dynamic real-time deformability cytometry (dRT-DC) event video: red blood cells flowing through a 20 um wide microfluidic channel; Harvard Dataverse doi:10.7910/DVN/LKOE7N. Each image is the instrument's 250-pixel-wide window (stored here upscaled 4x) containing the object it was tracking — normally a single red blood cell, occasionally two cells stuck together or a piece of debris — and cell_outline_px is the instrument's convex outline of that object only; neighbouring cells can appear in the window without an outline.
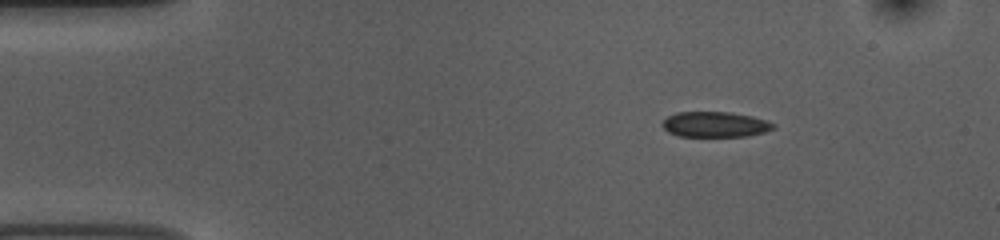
{"species": "common noctule bat (a hibernating species)", "species_latin": "Nyctalus noctula", "temperature_condition": "room temperature", "stored_images_in_passage": 47, "camera_frame_rate_fps": 3000, "um_per_image_px": 0.085, "animal": {"sex": "female", "body_mass_g": 10.0, "forearm_length_mm": 53.1}, "frame": {"image": 1, "passage_image": 1, "time_ms": 0.0, "image_size_px": [1000, 240], "cell_outline_px": [[776, 128], [764, 132], [748, 136], [680, 136], [668, 132], [660, 124], [668, 116], [676, 112], [728, 112], [752, 116], [776, 124]], "centroid_in_image_um": [60.78, 10.57], "position_along_channel_um": 24.2, "area_um2": 16.42}}
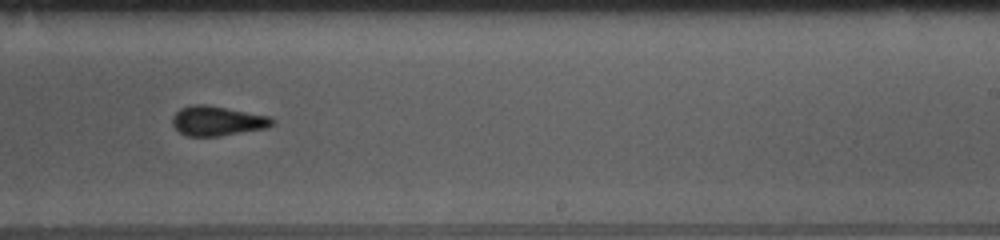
{"frame": {"image": 2, "passage_image": 26, "time_ms": 8.333, "image_size_px": [1000, 240], "cell_outline_px": [[276, 124], [268, 128], [220, 136], [188, 136], [180, 132], [172, 124], [172, 116], [180, 108], [192, 104], [208, 104], [272, 116], [276, 120]], "centroid_in_image_um": [18.54, 10.26], "position_along_channel_um": 270.5, "area_um2": 17.69}}
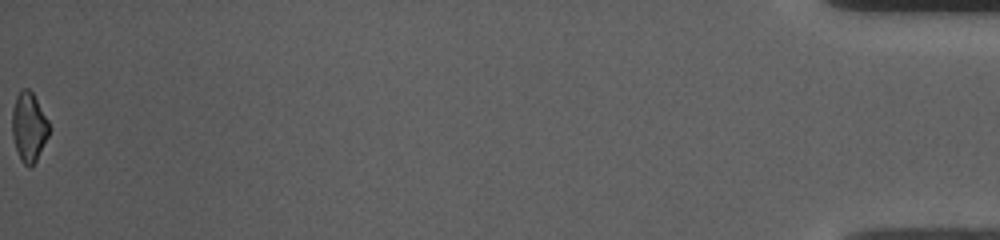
{"frame": {"image": 3, "passage_image": 47, "time_ms": 15.333, "image_size_px": [1000, 240], "cell_outline_px": [[48, 136], [36, 160], [28, 168], [20, 160], [12, 136], [12, 108], [16, 96], [20, 88], [28, 88], [32, 92], [48, 120]], "centroid_in_image_um": [2.42, 10.76], "position_along_channel_um": 432.8, "area_um2": 14.8}, "authors_computed_cell_mechanics": {"area_um2": 17.2244, "velocity_mm_per_s": 3.7393, "shape_relaxation_time_tau1_ms": 3.5024, "shape_relaxation_time_tau2_ms": 6.9215, "deformation_change_tau1": 0.0661, "deformation_change_tau2": 0.0847}}